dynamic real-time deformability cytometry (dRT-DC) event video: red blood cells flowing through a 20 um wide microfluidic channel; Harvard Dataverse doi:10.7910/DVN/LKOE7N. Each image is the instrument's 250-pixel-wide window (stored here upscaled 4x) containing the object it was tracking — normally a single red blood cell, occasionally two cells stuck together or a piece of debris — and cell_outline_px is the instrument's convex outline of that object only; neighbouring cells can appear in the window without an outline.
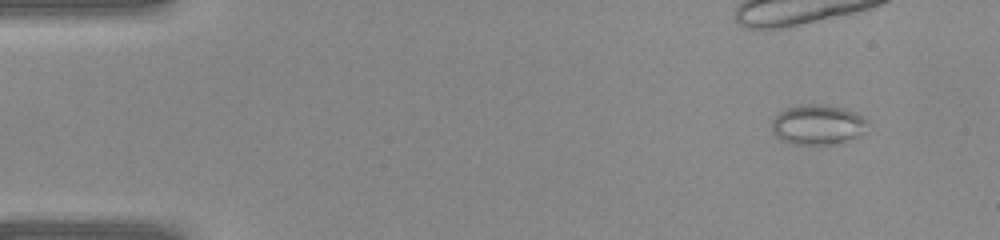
{"species": "common noctule bat (a hibernating species)", "species_latin": "Nyctalus noctula", "temperature_condition": "warm", "stored_images_in_passage": 14, "camera_frame_rate_fps": 3000, "um_per_image_px": 0.085, "animal": {"sex": "female", "body_mass_g": 22.0, "forearm_length_mm": 56.7}, "frame": {"image": 1, "passage_image": 1, "time_ms": 0.0, "image_size_px": [1000, 240], "cell_outline_px": [[868, 120], [864, 132], [860, 136], [832, 144], [788, 144], [780, 140], [772, 132], [772, 120], [780, 112], [788, 108], [800, 104], [828, 104], [848, 108], [864, 116]], "centroid_in_image_um": [69.52, 10.58], "position_along_channel_um": 15.5, "area_um2": 22.72}}